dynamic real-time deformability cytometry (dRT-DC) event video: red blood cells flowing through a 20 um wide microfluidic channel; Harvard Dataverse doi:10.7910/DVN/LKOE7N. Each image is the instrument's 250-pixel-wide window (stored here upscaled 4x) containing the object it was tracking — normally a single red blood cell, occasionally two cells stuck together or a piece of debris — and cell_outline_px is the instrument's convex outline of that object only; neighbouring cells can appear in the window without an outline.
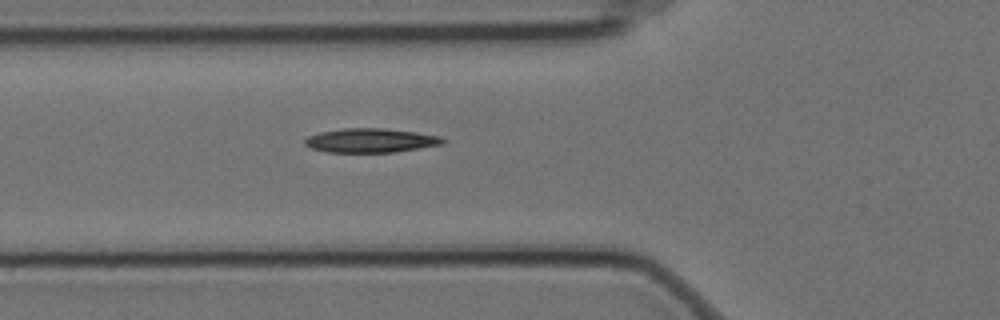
{"species": "Egyptian fruit bat (a non-hibernating species)", "species_latin": "Rousettus aegyptiacus", "temperature_condition": "cold", "stored_images_in_passage": 5, "camera_frame_rate_fps": 3000, "um_per_image_px": 0.085, "animal": {"sex": "female"}, "frame": {"image": 1, "passage_image": 5, "time_ms": 1.333, "image_size_px": [1000, 320], "cell_outline_px": [[448, 140], [444, 144], [396, 152], [328, 152], [312, 148], [304, 144], [304, 140], [308, 136], [320, 132], [344, 128], [384, 128], [416, 132], [440, 136]], "centroid_in_image_um": [31.55, 11.93], "position_along_channel_um": 94.3, "area_um2": 19.48}}